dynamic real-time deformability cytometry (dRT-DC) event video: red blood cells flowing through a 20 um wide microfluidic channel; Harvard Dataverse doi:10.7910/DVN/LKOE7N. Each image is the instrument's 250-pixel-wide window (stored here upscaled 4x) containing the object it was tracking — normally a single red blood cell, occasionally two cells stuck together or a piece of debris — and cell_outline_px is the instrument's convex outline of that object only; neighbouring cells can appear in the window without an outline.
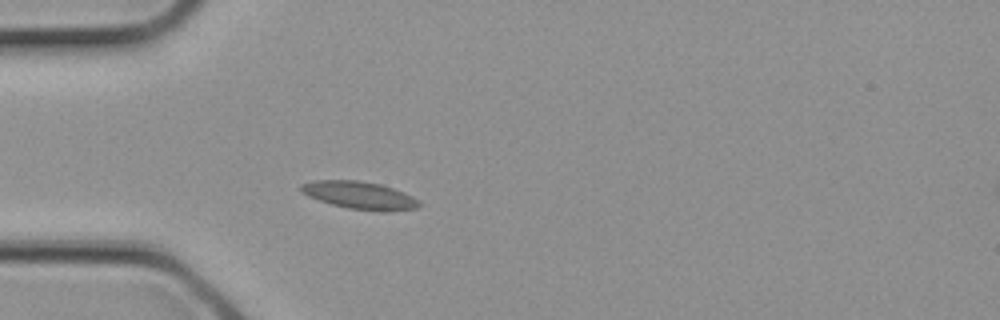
{"species": "common noctule bat (a hibernating species)", "species_latin": "Nyctalus noctula", "temperature_condition": "cold", "stored_images_in_passage": 3, "camera_frame_rate_fps": 3000, "um_per_image_px": 0.085, "animal": {"sex": "female", "body_mass_g": 21.9}, "frame": {"image": 1, "passage_image": 2, "time_ms": 0.333, "image_size_px": [1000, 320], "cell_outline_px": [[424, 204], [416, 208], [388, 212], [384, 212], [348, 208], [332, 204], [308, 196], [300, 192], [300, 184], [312, 180], [356, 180], [380, 184], [404, 192], [412, 196]], "centroid_in_image_um": [30.58, 16.6], "position_along_channel_um": 54.4, "area_um2": 19.13}}